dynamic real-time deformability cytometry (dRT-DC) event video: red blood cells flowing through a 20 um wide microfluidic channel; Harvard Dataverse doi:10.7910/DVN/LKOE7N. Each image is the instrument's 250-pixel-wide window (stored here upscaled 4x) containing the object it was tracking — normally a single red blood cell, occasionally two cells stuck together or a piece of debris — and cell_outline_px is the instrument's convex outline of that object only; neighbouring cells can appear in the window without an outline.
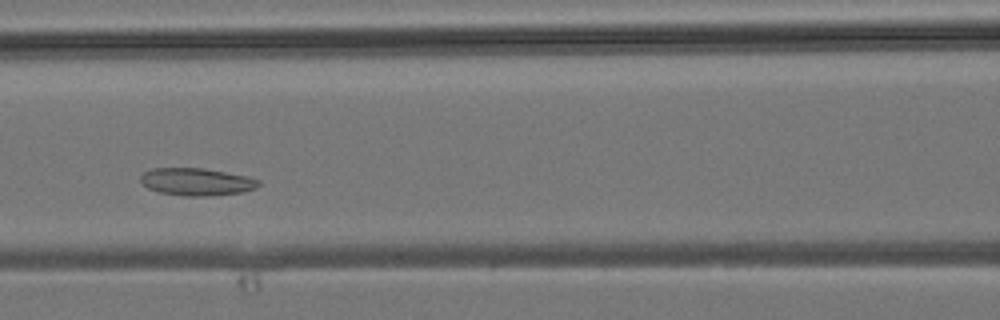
{"species": "common noctule bat (a hibernating species)", "species_latin": "Nyctalus noctula", "temperature_condition": "room temperature", "stored_images_in_passage": 36, "camera_frame_rate_fps": 3000, "um_per_image_px": 0.085, "animal": {"sex": "male", "body_mass_g": 19.2, "forearm_length_mm": 51.8}, "frame": {"image": 1, "passage_image": 14, "time_ms": 4.333, "image_size_px": [1000, 320], "cell_outline_px": [[260, 184], [256, 188], [240, 192], [208, 196], [184, 196], [160, 192], [148, 188], [140, 180], [140, 176], [144, 172], [152, 168], [204, 168], [248, 176], [260, 180]], "centroid_in_image_um": [16.72, 15.44], "position_along_channel_um": 149.9, "area_um2": 18.84}}
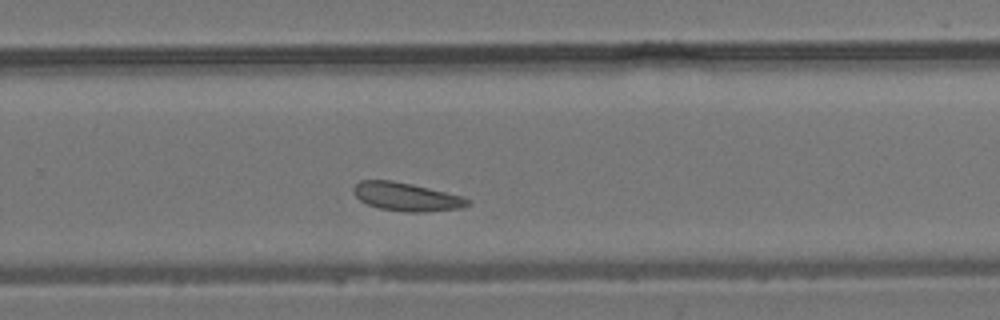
{"frame": {"image": 2, "passage_image": 24, "time_ms": 7.667, "image_size_px": [1000, 320], "cell_outline_px": [[472, 204], [460, 208], [424, 212], [404, 212], [380, 208], [368, 204], [360, 200], [352, 192], [352, 188], [360, 180], [392, 180], [412, 184], [460, 196], [472, 200]], "centroid_in_image_um": [34.53, 16.73], "position_along_channel_um": 295.3, "area_um2": 18.79}}
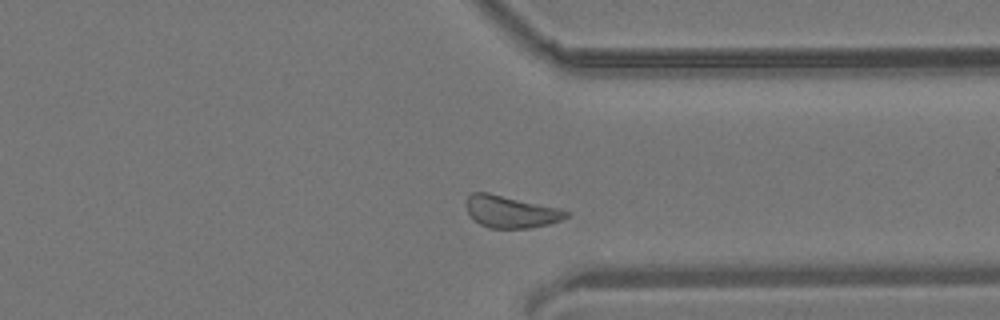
{"frame": {"image": 3, "passage_image": 29, "time_ms": 9.333, "image_size_px": [1000, 320], "cell_outline_px": [[572, 212], [568, 216], [560, 220], [548, 224], [532, 228], [488, 228], [480, 224], [468, 212], [464, 204], [464, 200], [472, 192], [488, 192], [560, 208]], "centroid_in_image_um": [43.41, 17.98], "position_along_channel_um": 368.0, "area_um2": 18.84}}